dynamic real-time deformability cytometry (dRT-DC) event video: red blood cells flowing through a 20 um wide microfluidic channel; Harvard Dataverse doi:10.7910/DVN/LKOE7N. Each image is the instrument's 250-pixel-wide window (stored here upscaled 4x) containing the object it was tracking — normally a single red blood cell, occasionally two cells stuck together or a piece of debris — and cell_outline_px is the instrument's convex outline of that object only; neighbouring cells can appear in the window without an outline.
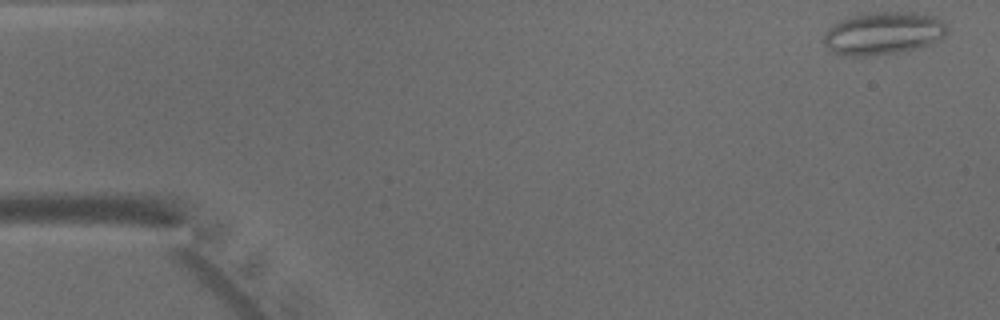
{"species": "common noctule bat (a hibernating species)", "species_latin": "Nyctalus noctula", "temperature_condition": "warm", "stored_images_in_passage": 7, "camera_frame_rate_fps": 3000, "um_per_image_px": 0.085, "animal": {"sex": "male", "body_mass_g": 15.6}, "frame": {"image": 1, "passage_image": 1, "time_ms": 0.0, "image_size_px": [1000, 320], "cell_outline_px": [[948, 32], [940, 40], [916, 48], [896, 52], [864, 56], [852, 56], [832, 52], [824, 44], [824, 32], [828, 28], [840, 20], [848, 16], [864, 12], [924, 12], [936, 16], [944, 20], [948, 28]], "centroid_in_image_um": [75.11, 2.79], "position_along_channel_um": 9.9, "area_um2": 31.1}}